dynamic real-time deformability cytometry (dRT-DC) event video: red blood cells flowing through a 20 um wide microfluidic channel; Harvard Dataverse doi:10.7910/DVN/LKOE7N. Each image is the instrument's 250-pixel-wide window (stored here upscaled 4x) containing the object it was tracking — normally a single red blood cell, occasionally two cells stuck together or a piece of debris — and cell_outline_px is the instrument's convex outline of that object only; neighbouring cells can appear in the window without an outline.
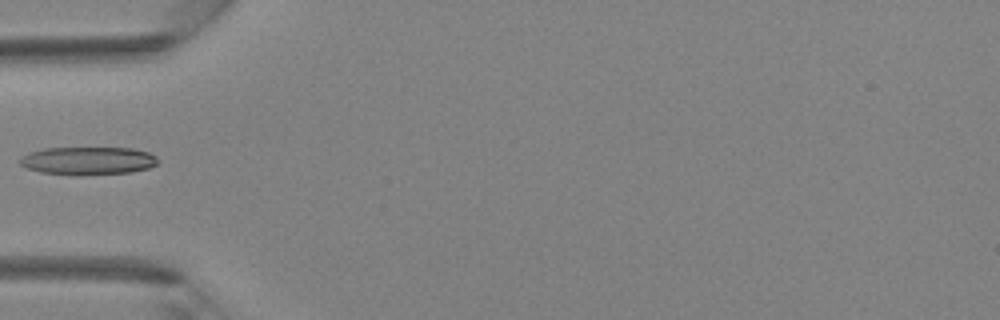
{"species": "Egyptian fruit bat (a non-hibernating species)", "species_latin": "Rousettus aegyptiacus", "temperature_condition": "room temperature", "stored_images_in_passage": 29, "camera_frame_rate_fps": 3000, "um_per_image_px": 0.085, "animal": {"sex": "female"}, "frame": {"image": 1, "passage_image": 1, "time_ms": 0.0, "image_size_px": [1000, 320], "cell_outline_px": [[156, 164], [148, 168], [132, 172], [80, 176], [76, 176], [40, 172], [28, 168], [20, 164], [20, 156], [28, 152], [44, 148], [132, 148], [148, 152], [156, 156]], "centroid_in_image_um": [7.44, 13.67], "position_along_channel_um": 77.6, "area_um2": 22.72}}
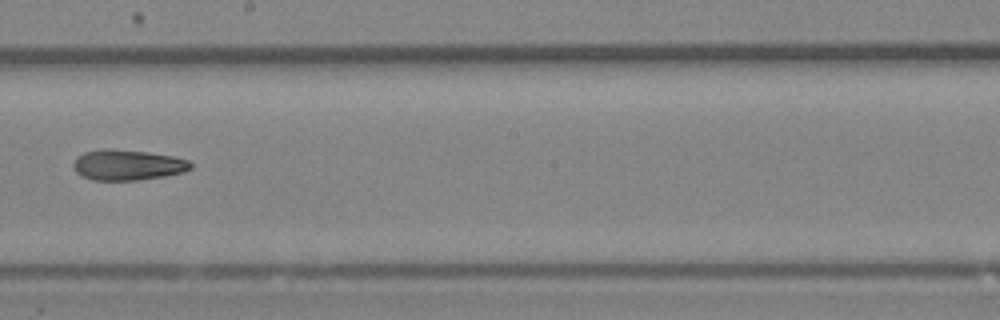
{"frame": {"image": 2, "passage_image": 11, "time_ms": 3.333, "image_size_px": [1000, 320], "cell_outline_px": [[192, 168], [184, 172], [164, 176], [140, 180], [92, 180], [80, 176], [72, 168], [72, 164], [76, 156], [84, 152], [108, 148], [112, 148], [148, 152], [172, 156], [188, 160], [192, 164]], "centroid_in_image_um": [10.8, 14.02], "position_along_channel_um": 237.4, "area_um2": 21.15}}
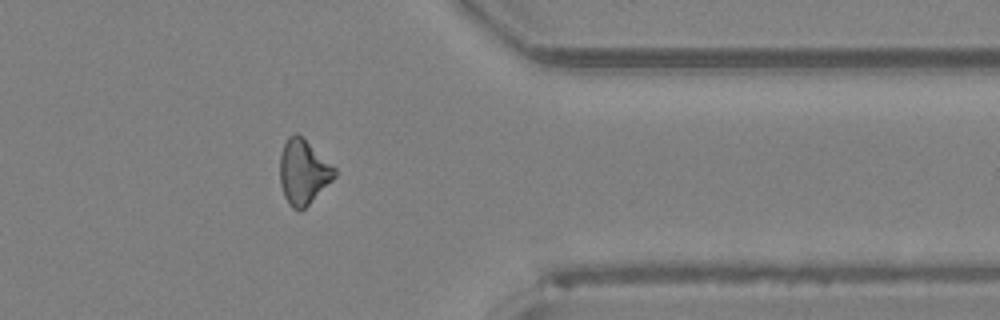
{"frame": {"image": 3, "passage_image": 21, "time_ms": 6.667, "image_size_px": [1000, 320], "cell_outline_px": [[336, 176], [300, 212], [292, 208], [288, 204], [284, 196], [280, 184], [280, 156], [284, 144], [288, 136], [296, 132], [304, 136], [336, 168]], "centroid_in_image_um": [25.77, 14.58], "position_along_channel_um": 385.6, "area_um2": 20.81}}